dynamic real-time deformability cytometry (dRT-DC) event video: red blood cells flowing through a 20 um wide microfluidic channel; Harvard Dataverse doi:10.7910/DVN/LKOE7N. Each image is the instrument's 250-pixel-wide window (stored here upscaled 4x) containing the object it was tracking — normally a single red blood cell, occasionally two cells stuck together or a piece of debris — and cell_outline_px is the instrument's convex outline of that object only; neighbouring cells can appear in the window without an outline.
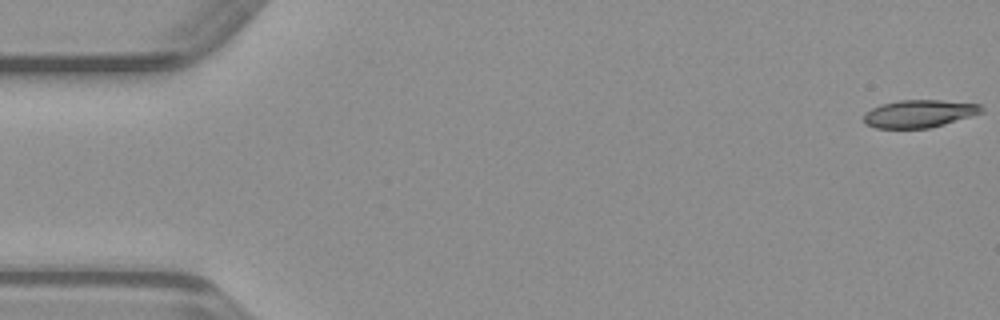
{"species": "common noctule bat (a hibernating species)", "species_latin": "Nyctalus noctula", "temperature_condition": "warm", "stored_images_in_passage": 49, "camera_frame_rate_fps": 3000, "um_per_image_px": 0.085, "animal": {"sex": "male", "body_mass_g": 23.1, "forearm_length_mm": 52.7}, "frame": {"image": 1, "passage_image": 1, "time_ms": 0.0, "image_size_px": [1000, 320], "cell_outline_px": [[984, 112], [972, 116], [944, 124], [928, 128], [876, 128], [864, 124], [864, 112], [880, 104], [900, 100], [940, 100], [980, 104], [984, 108]], "centroid_in_image_um": [78.13, 9.66], "position_along_channel_um": 6.9, "area_um2": 19.07}}
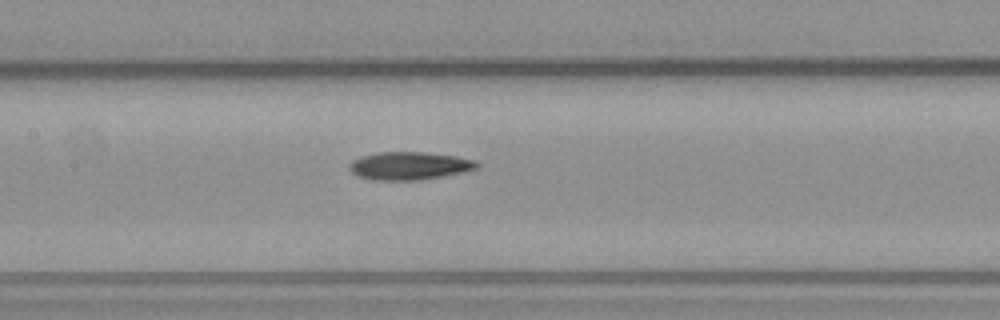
{"frame": {"image": 2, "passage_image": 23, "time_ms": 7.333, "image_size_px": [1000, 320], "cell_outline_px": [[480, 164], [476, 168], [460, 172], [420, 180], [372, 180], [360, 176], [352, 172], [348, 168], [348, 164], [352, 160], [360, 156], [380, 152], [424, 152], [456, 156], [476, 160]], "centroid_in_image_um": [34.75, 14.08], "position_along_channel_um": 172.6, "area_um2": 20.63}}
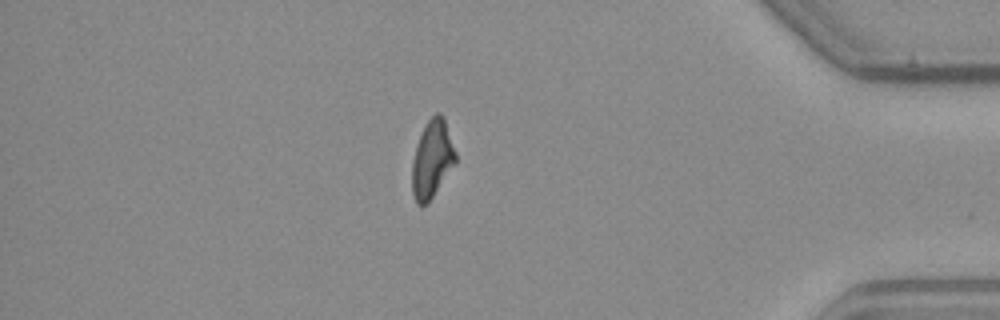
{"frame": {"image": 3, "passage_image": 42, "time_ms": 13.667, "image_size_px": [1000, 320], "cell_outline_px": [[456, 160], [428, 204], [416, 204], [412, 192], [412, 160], [420, 136], [428, 120], [436, 112], [440, 112], [444, 120], [456, 152]], "centroid_in_image_um": [36.71, 13.55], "position_along_channel_um": 398.5, "area_um2": 19.19}}